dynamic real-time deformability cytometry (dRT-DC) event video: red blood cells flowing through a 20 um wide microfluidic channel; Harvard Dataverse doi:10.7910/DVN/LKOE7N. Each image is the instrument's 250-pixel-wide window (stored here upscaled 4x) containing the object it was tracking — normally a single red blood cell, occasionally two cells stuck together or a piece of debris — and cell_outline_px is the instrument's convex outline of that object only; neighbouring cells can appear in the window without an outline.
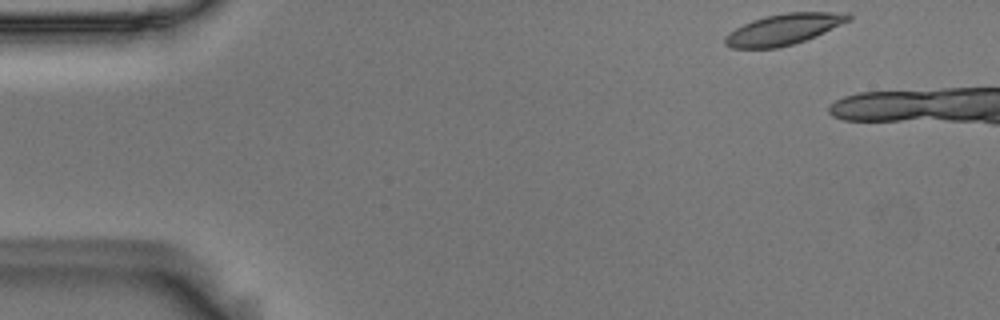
{"species": "Egyptian fruit bat (a non-hibernating species)", "species_latin": "Rousettus aegyptiacus", "temperature_condition": "room temperature", "stored_images_in_passage": 7, "camera_frame_rate_fps": 3000, "um_per_image_px": 0.085, "animal": {"sex": "male"}, "frame": {"image": 1, "passage_image": 1, "time_ms": 0.0, "image_size_px": [1000, 320], "cell_outline_px": [[852, 20], [816, 36], [792, 44], [776, 48], [732, 48], [724, 44], [724, 36], [728, 32], [752, 20], [764, 16], [788, 12], [848, 12], [852, 16]], "centroid_in_image_um": [66.63, 2.48], "position_along_channel_um": 18.4, "area_um2": 22.37}}